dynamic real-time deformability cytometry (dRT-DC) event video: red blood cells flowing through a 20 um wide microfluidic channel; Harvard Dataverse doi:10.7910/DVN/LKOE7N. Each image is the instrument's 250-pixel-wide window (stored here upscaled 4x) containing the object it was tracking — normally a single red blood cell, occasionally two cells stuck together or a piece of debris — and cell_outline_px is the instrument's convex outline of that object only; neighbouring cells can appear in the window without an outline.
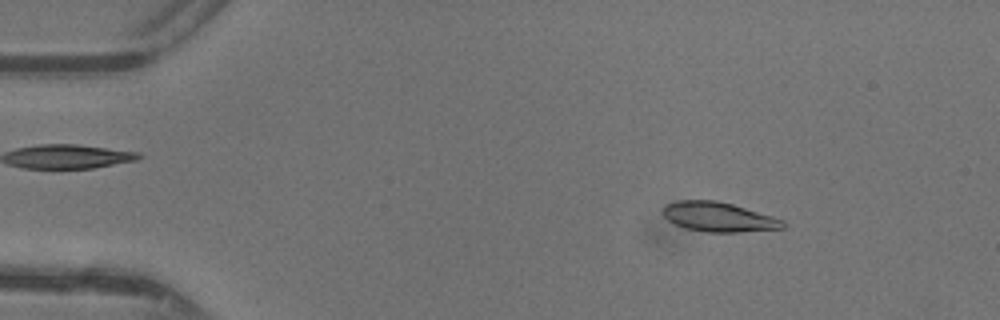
{"species": "common noctule bat (a hibernating species)", "species_latin": "Nyctalus noctula", "temperature_condition": "warm", "stored_images_in_passage": 46, "camera_frame_rate_fps": 3000, "um_per_image_px": 0.085, "animal": {"sex": "female"}, "frame": {"image": 1, "passage_image": 6, "time_ms": 1.667, "image_size_px": [1000, 320], "cell_outline_px": [[784, 228], [736, 232], [708, 232], [684, 228], [668, 220], [664, 216], [664, 204], [676, 200], [716, 200], [732, 204], [772, 216], [784, 220]], "centroid_in_image_um": [61.05, 18.43], "position_along_channel_um": 24.0, "area_um2": 20.52}}
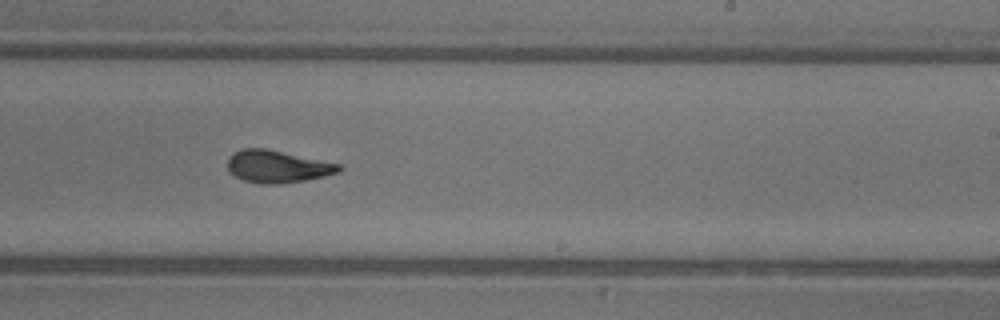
{"frame": {"image": 2, "passage_image": 28, "time_ms": 9.0, "image_size_px": [1000, 320], "cell_outline_px": [[344, 168], [340, 172], [324, 176], [304, 180], [280, 184], [260, 184], [244, 180], [228, 172], [228, 156], [244, 148], [264, 148], [340, 164]], "centroid_in_image_um": [23.58, 14.16], "position_along_channel_um": 265.4, "area_um2": 20.87}}
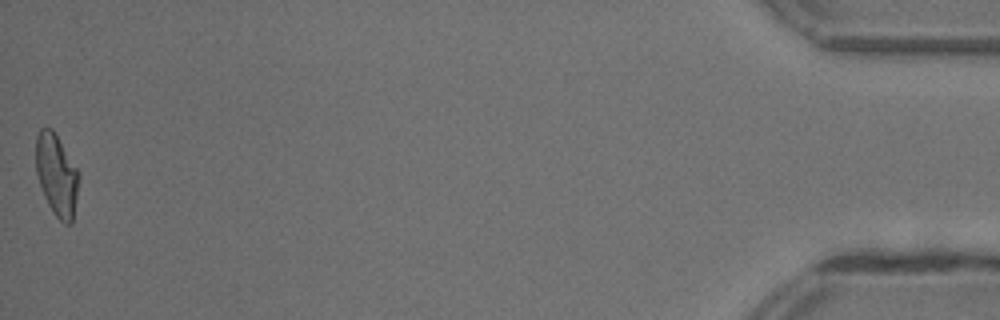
{"frame": {"image": 3, "passage_image": 46, "time_ms": 15.0, "image_size_px": [1000, 320], "cell_outline_px": [[80, 176], [72, 224], [64, 224], [52, 212], [44, 196], [36, 172], [36, 136], [40, 128], [52, 128], [80, 172]], "centroid_in_image_um": [4.83, 14.88], "position_along_channel_um": 430.4, "area_um2": 20.58}, "authors_computed_cell_mechanics": {"area_um2": 20.7502, "velocity_mm_per_s": 4.4158, "shape_relaxation_time_tau1_ms": 3.8991, "shape_relaxation_time_tau2_ms": 1.5325, "deformation_change_tau1": 0.1589, "deformation_change_tau2": 0.0808}}